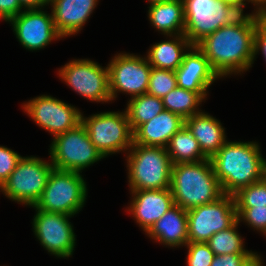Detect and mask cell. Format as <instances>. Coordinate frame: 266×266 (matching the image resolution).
I'll list each match as a JSON object with an SVG mask.
<instances>
[{
	"label": "cell",
	"mask_w": 266,
	"mask_h": 266,
	"mask_svg": "<svg viewBox=\"0 0 266 266\" xmlns=\"http://www.w3.org/2000/svg\"><path fill=\"white\" fill-rule=\"evenodd\" d=\"M254 58L259 50H261L266 60V20L257 17L256 29L254 33Z\"/></svg>",
	"instance_id": "34"
},
{
	"label": "cell",
	"mask_w": 266,
	"mask_h": 266,
	"mask_svg": "<svg viewBox=\"0 0 266 266\" xmlns=\"http://www.w3.org/2000/svg\"><path fill=\"white\" fill-rule=\"evenodd\" d=\"M33 219V229L40 244L51 254L69 257L73 254L75 234L68 221L71 215L38 210Z\"/></svg>",
	"instance_id": "13"
},
{
	"label": "cell",
	"mask_w": 266,
	"mask_h": 266,
	"mask_svg": "<svg viewBox=\"0 0 266 266\" xmlns=\"http://www.w3.org/2000/svg\"><path fill=\"white\" fill-rule=\"evenodd\" d=\"M170 190L174 204L185 210L212 203L224 195L209 158L173 164Z\"/></svg>",
	"instance_id": "3"
},
{
	"label": "cell",
	"mask_w": 266,
	"mask_h": 266,
	"mask_svg": "<svg viewBox=\"0 0 266 266\" xmlns=\"http://www.w3.org/2000/svg\"><path fill=\"white\" fill-rule=\"evenodd\" d=\"M148 15L153 26L162 31V33L170 37L173 34H184L185 17L183 0H167L151 4Z\"/></svg>",
	"instance_id": "22"
},
{
	"label": "cell",
	"mask_w": 266,
	"mask_h": 266,
	"mask_svg": "<svg viewBox=\"0 0 266 266\" xmlns=\"http://www.w3.org/2000/svg\"><path fill=\"white\" fill-rule=\"evenodd\" d=\"M81 123L93 145L104 157L130 149L133 144V131L126 111L104 112L88 118L81 116Z\"/></svg>",
	"instance_id": "9"
},
{
	"label": "cell",
	"mask_w": 266,
	"mask_h": 266,
	"mask_svg": "<svg viewBox=\"0 0 266 266\" xmlns=\"http://www.w3.org/2000/svg\"><path fill=\"white\" fill-rule=\"evenodd\" d=\"M237 220L228 229L219 231L211 236V238L206 242L209 248L213 251L215 255L223 254H234V253H253L244 249L243 239L236 231L238 224Z\"/></svg>",
	"instance_id": "27"
},
{
	"label": "cell",
	"mask_w": 266,
	"mask_h": 266,
	"mask_svg": "<svg viewBox=\"0 0 266 266\" xmlns=\"http://www.w3.org/2000/svg\"><path fill=\"white\" fill-rule=\"evenodd\" d=\"M188 242H207L215 233L228 229L237 219L233 195L187 210Z\"/></svg>",
	"instance_id": "10"
},
{
	"label": "cell",
	"mask_w": 266,
	"mask_h": 266,
	"mask_svg": "<svg viewBox=\"0 0 266 266\" xmlns=\"http://www.w3.org/2000/svg\"><path fill=\"white\" fill-rule=\"evenodd\" d=\"M187 266H210L215 254L206 242H188Z\"/></svg>",
	"instance_id": "31"
},
{
	"label": "cell",
	"mask_w": 266,
	"mask_h": 266,
	"mask_svg": "<svg viewBox=\"0 0 266 266\" xmlns=\"http://www.w3.org/2000/svg\"><path fill=\"white\" fill-rule=\"evenodd\" d=\"M219 1L232 5L234 8H236L238 11H240L243 14V7L246 5V3L244 2L248 0H219Z\"/></svg>",
	"instance_id": "37"
},
{
	"label": "cell",
	"mask_w": 266,
	"mask_h": 266,
	"mask_svg": "<svg viewBox=\"0 0 266 266\" xmlns=\"http://www.w3.org/2000/svg\"><path fill=\"white\" fill-rule=\"evenodd\" d=\"M176 86L177 80L174 71L152 67L147 94L162 99Z\"/></svg>",
	"instance_id": "29"
},
{
	"label": "cell",
	"mask_w": 266,
	"mask_h": 266,
	"mask_svg": "<svg viewBox=\"0 0 266 266\" xmlns=\"http://www.w3.org/2000/svg\"><path fill=\"white\" fill-rule=\"evenodd\" d=\"M98 0H51L52 16L57 32L62 36L78 33Z\"/></svg>",
	"instance_id": "19"
},
{
	"label": "cell",
	"mask_w": 266,
	"mask_h": 266,
	"mask_svg": "<svg viewBox=\"0 0 266 266\" xmlns=\"http://www.w3.org/2000/svg\"><path fill=\"white\" fill-rule=\"evenodd\" d=\"M24 110L54 137L74 129L81 123V112L51 96H39L24 104Z\"/></svg>",
	"instance_id": "14"
},
{
	"label": "cell",
	"mask_w": 266,
	"mask_h": 266,
	"mask_svg": "<svg viewBox=\"0 0 266 266\" xmlns=\"http://www.w3.org/2000/svg\"><path fill=\"white\" fill-rule=\"evenodd\" d=\"M53 169L52 163L40 158L22 157L0 189L9 199L34 206L40 199Z\"/></svg>",
	"instance_id": "8"
},
{
	"label": "cell",
	"mask_w": 266,
	"mask_h": 266,
	"mask_svg": "<svg viewBox=\"0 0 266 266\" xmlns=\"http://www.w3.org/2000/svg\"><path fill=\"white\" fill-rule=\"evenodd\" d=\"M129 211L146 233L174 205L170 188L159 190H131Z\"/></svg>",
	"instance_id": "16"
},
{
	"label": "cell",
	"mask_w": 266,
	"mask_h": 266,
	"mask_svg": "<svg viewBox=\"0 0 266 266\" xmlns=\"http://www.w3.org/2000/svg\"><path fill=\"white\" fill-rule=\"evenodd\" d=\"M257 14V17L266 20V0L264 4L260 7V9L256 10L255 12Z\"/></svg>",
	"instance_id": "38"
},
{
	"label": "cell",
	"mask_w": 266,
	"mask_h": 266,
	"mask_svg": "<svg viewBox=\"0 0 266 266\" xmlns=\"http://www.w3.org/2000/svg\"><path fill=\"white\" fill-rule=\"evenodd\" d=\"M184 125L198 141L199 147L207 158H212L225 144V130L220 121L200 112L184 120Z\"/></svg>",
	"instance_id": "20"
},
{
	"label": "cell",
	"mask_w": 266,
	"mask_h": 266,
	"mask_svg": "<svg viewBox=\"0 0 266 266\" xmlns=\"http://www.w3.org/2000/svg\"><path fill=\"white\" fill-rule=\"evenodd\" d=\"M175 36L174 40L163 41L151 47L147 55L151 67L175 71L181 65L186 54L183 53L184 49H190L193 45L184 34Z\"/></svg>",
	"instance_id": "23"
},
{
	"label": "cell",
	"mask_w": 266,
	"mask_h": 266,
	"mask_svg": "<svg viewBox=\"0 0 266 266\" xmlns=\"http://www.w3.org/2000/svg\"><path fill=\"white\" fill-rule=\"evenodd\" d=\"M87 188L80 172L53 169L40 199L38 210L74 216L83 207Z\"/></svg>",
	"instance_id": "5"
},
{
	"label": "cell",
	"mask_w": 266,
	"mask_h": 266,
	"mask_svg": "<svg viewBox=\"0 0 266 266\" xmlns=\"http://www.w3.org/2000/svg\"><path fill=\"white\" fill-rule=\"evenodd\" d=\"M59 76L77 93L96 102L111 101L108 67L102 68L96 62L81 59L65 64Z\"/></svg>",
	"instance_id": "11"
},
{
	"label": "cell",
	"mask_w": 266,
	"mask_h": 266,
	"mask_svg": "<svg viewBox=\"0 0 266 266\" xmlns=\"http://www.w3.org/2000/svg\"><path fill=\"white\" fill-rule=\"evenodd\" d=\"M21 5L18 0H0V18L9 21L17 16L21 10Z\"/></svg>",
	"instance_id": "35"
},
{
	"label": "cell",
	"mask_w": 266,
	"mask_h": 266,
	"mask_svg": "<svg viewBox=\"0 0 266 266\" xmlns=\"http://www.w3.org/2000/svg\"><path fill=\"white\" fill-rule=\"evenodd\" d=\"M128 155V178L131 190L170 188L172 162L163 147L133 143Z\"/></svg>",
	"instance_id": "4"
},
{
	"label": "cell",
	"mask_w": 266,
	"mask_h": 266,
	"mask_svg": "<svg viewBox=\"0 0 266 266\" xmlns=\"http://www.w3.org/2000/svg\"><path fill=\"white\" fill-rule=\"evenodd\" d=\"M255 142H228L210 158L222 191L234 195L265 177V159Z\"/></svg>",
	"instance_id": "2"
},
{
	"label": "cell",
	"mask_w": 266,
	"mask_h": 266,
	"mask_svg": "<svg viewBox=\"0 0 266 266\" xmlns=\"http://www.w3.org/2000/svg\"><path fill=\"white\" fill-rule=\"evenodd\" d=\"M21 156L13 150L0 146V187L15 170Z\"/></svg>",
	"instance_id": "33"
},
{
	"label": "cell",
	"mask_w": 266,
	"mask_h": 266,
	"mask_svg": "<svg viewBox=\"0 0 266 266\" xmlns=\"http://www.w3.org/2000/svg\"><path fill=\"white\" fill-rule=\"evenodd\" d=\"M166 150L172 164L200 162L208 159L201 151L198 141L185 125L172 136Z\"/></svg>",
	"instance_id": "24"
},
{
	"label": "cell",
	"mask_w": 266,
	"mask_h": 266,
	"mask_svg": "<svg viewBox=\"0 0 266 266\" xmlns=\"http://www.w3.org/2000/svg\"><path fill=\"white\" fill-rule=\"evenodd\" d=\"M206 96V92H194L176 86L162 100L165 110L186 120L188 117L200 113L197 106Z\"/></svg>",
	"instance_id": "25"
},
{
	"label": "cell",
	"mask_w": 266,
	"mask_h": 266,
	"mask_svg": "<svg viewBox=\"0 0 266 266\" xmlns=\"http://www.w3.org/2000/svg\"><path fill=\"white\" fill-rule=\"evenodd\" d=\"M237 219L249 223L251 227L266 234V206L251 208H236Z\"/></svg>",
	"instance_id": "32"
},
{
	"label": "cell",
	"mask_w": 266,
	"mask_h": 266,
	"mask_svg": "<svg viewBox=\"0 0 266 266\" xmlns=\"http://www.w3.org/2000/svg\"><path fill=\"white\" fill-rule=\"evenodd\" d=\"M21 8L30 9H41L44 5L49 4V0H18ZM41 7V8H40Z\"/></svg>",
	"instance_id": "36"
},
{
	"label": "cell",
	"mask_w": 266,
	"mask_h": 266,
	"mask_svg": "<svg viewBox=\"0 0 266 266\" xmlns=\"http://www.w3.org/2000/svg\"><path fill=\"white\" fill-rule=\"evenodd\" d=\"M50 155L55 169L75 172H82L81 170L104 158L91 142L82 123L54 137Z\"/></svg>",
	"instance_id": "7"
},
{
	"label": "cell",
	"mask_w": 266,
	"mask_h": 266,
	"mask_svg": "<svg viewBox=\"0 0 266 266\" xmlns=\"http://www.w3.org/2000/svg\"><path fill=\"white\" fill-rule=\"evenodd\" d=\"M210 266H263L256 253L215 255Z\"/></svg>",
	"instance_id": "30"
},
{
	"label": "cell",
	"mask_w": 266,
	"mask_h": 266,
	"mask_svg": "<svg viewBox=\"0 0 266 266\" xmlns=\"http://www.w3.org/2000/svg\"><path fill=\"white\" fill-rule=\"evenodd\" d=\"M248 2L254 3L255 6H259V8L257 9H260V7L264 4L265 0H248Z\"/></svg>",
	"instance_id": "39"
},
{
	"label": "cell",
	"mask_w": 266,
	"mask_h": 266,
	"mask_svg": "<svg viewBox=\"0 0 266 266\" xmlns=\"http://www.w3.org/2000/svg\"><path fill=\"white\" fill-rule=\"evenodd\" d=\"M189 50L190 52L184 55L181 65L174 71L177 86L194 92H206L212 82L220 77L196 45Z\"/></svg>",
	"instance_id": "17"
},
{
	"label": "cell",
	"mask_w": 266,
	"mask_h": 266,
	"mask_svg": "<svg viewBox=\"0 0 266 266\" xmlns=\"http://www.w3.org/2000/svg\"><path fill=\"white\" fill-rule=\"evenodd\" d=\"M163 100L149 94H142L129 100L126 113L130 127L134 132L144 124L164 111Z\"/></svg>",
	"instance_id": "26"
},
{
	"label": "cell",
	"mask_w": 266,
	"mask_h": 266,
	"mask_svg": "<svg viewBox=\"0 0 266 266\" xmlns=\"http://www.w3.org/2000/svg\"><path fill=\"white\" fill-rule=\"evenodd\" d=\"M265 177H266V160H265Z\"/></svg>",
	"instance_id": "41"
},
{
	"label": "cell",
	"mask_w": 266,
	"mask_h": 266,
	"mask_svg": "<svg viewBox=\"0 0 266 266\" xmlns=\"http://www.w3.org/2000/svg\"><path fill=\"white\" fill-rule=\"evenodd\" d=\"M183 125V118L164 110L133 132V143L166 148L172 136Z\"/></svg>",
	"instance_id": "18"
},
{
	"label": "cell",
	"mask_w": 266,
	"mask_h": 266,
	"mask_svg": "<svg viewBox=\"0 0 266 266\" xmlns=\"http://www.w3.org/2000/svg\"><path fill=\"white\" fill-rule=\"evenodd\" d=\"M184 35L192 45L219 28L235 22L242 13L219 0H183Z\"/></svg>",
	"instance_id": "6"
},
{
	"label": "cell",
	"mask_w": 266,
	"mask_h": 266,
	"mask_svg": "<svg viewBox=\"0 0 266 266\" xmlns=\"http://www.w3.org/2000/svg\"><path fill=\"white\" fill-rule=\"evenodd\" d=\"M236 208H251L266 206V177L241 188L234 195Z\"/></svg>",
	"instance_id": "28"
},
{
	"label": "cell",
	"mask_w": 266,
	"mask_h": 266,
	"mask_svg": "<svg viewBox=\"0 0 266 266\" xmlns=\"http://www.w3.org/2000/svg\"><path fill=\"white\" fill-rule=\"evenodd\" d=\"M256 21V13L242 14L232 24L219 28L196 44L219 77L251 67Z\"/></svg>",
	"instance_id": "1"
},
{
	"label": "cell",
	"mask_w": 266,
	"mask_h": 266,
	"mask_svg": "<svg viewBox=\"0 0 266 266\" xmlns=\"http://www.w3.org/2000/svg\"><path fill=\"white\" fill-rule=\"evenodd\" d=\"M150 2V5L151 4H154V3H160V2H163V1H167V0H148Z\"/></svg>",
	"instance_id": "40"
},
{
	"label": "cell",
	"mask_w": 266,
	"mask_h": 266,
	"mask_svg": "<svg viewBox=\"0 0 266 266\" xmlns=\"http://www.w3.org/2000/svg\"><path fill=\"white\" fill-rule=\"evenodd\" d=\"M187 210L174 204L151 227L147 234L156 241L170 247L185 246L188 243Z\"/></svg>",
	"instance_id": "21"
},
{
	"label": "cell",
	"mask_w": 266,
	"mask_h": 266,
	"mask_svg": "<svg viewBox=\"0 0 266 266\" xmlns=\"http://www.w3.org/2000/svg\"><path fill=\"white\" fill-rule=\"evenodd\" d=\"M9 22L21 45L28 50L42 49L53 39L62 38L56 30L52 13L49 15L40 9L24 10Z\"/></svg>",
	"instance_id": "15"
},
{
	"label": "cell",
	"mask_w": 266,
	"mask_h": 266,
	"mask_svg": "<svg viewBox=\"0 0 266 266\" xmlns=\"http://www.w3.org/2000/svg\"><path fill=\"white\" fill-rule=\"evenodd\" d=\"M107 67L112 100L119 91L131 94L132 98L147 93L152 69L147 57L122 53L115 56Z\"/></svg>",
	"instance_id": "12"
}]
</instances>
